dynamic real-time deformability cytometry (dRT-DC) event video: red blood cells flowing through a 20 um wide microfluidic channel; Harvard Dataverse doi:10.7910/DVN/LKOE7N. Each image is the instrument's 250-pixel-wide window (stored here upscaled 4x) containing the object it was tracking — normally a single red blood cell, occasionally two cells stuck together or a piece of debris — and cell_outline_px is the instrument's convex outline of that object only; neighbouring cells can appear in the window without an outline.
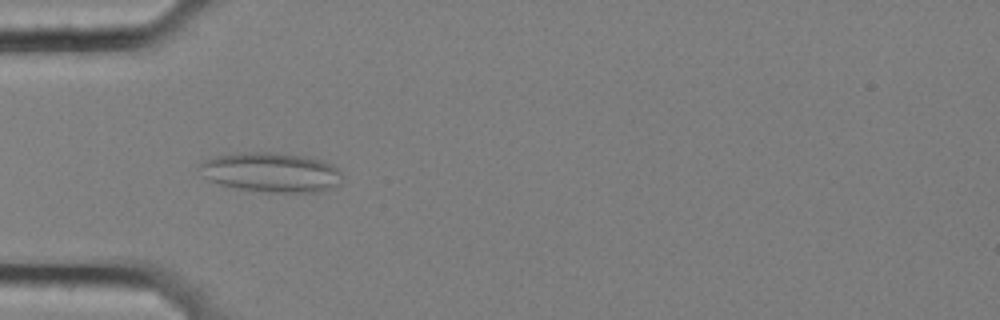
{"species": "common noctule bat (a hibernating species)", "species_latin": "Nyctalus noctula", "temperature_condition": "cold", "stored_images_in_passage": 12, "camera_frame_rate_fps": 3000, "um_per_image_px": 0.085, "animal": {"sex": "female", "body_mass_g": 25.1}, "frame": {"image": 1, "passage_image": 6, "time_ms": 1.667, "image_size_px": [1000, 320], "cell_outline_px": [[344, 176], [340, 184], [332, 188], [320, 192], [268, 192], [232, 188], [208, 180], [196, 168], [204, 160], [216, 156], [244, 152], [272, 152], [304, 156], [324, 160], [332, 164]], "centroid_in_image_um": [23.06, 14.65], "position_along_channel_um": 61.9, "area_um2": 33.35}}